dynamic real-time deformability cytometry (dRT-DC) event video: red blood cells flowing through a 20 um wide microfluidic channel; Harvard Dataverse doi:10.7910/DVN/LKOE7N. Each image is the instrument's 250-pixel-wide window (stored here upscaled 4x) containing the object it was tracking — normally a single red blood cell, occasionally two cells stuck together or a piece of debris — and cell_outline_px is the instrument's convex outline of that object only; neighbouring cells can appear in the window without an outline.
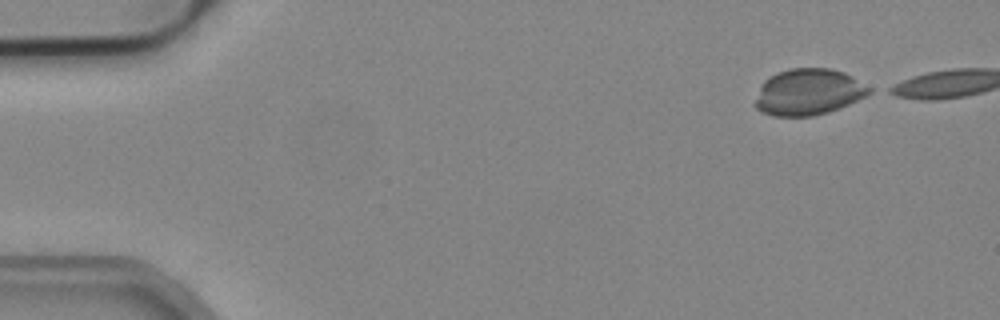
{"species": "common noctule bat (a hibernating species)", "species_latin": "Nyctalus noctula", "temperature_condition": "cold", "stored_images_in_passage": 3, "camera_frame_rate_fps": 3000, "um_per_image_px": 0.085, "animal": {"sex": "male", "body_mass_g": 19.2, "forearm_length_mm": 51.8}, "frame": {"image": 1, "passage_image": 1, "time_ms": 0.0, "image_size_px": [1000, 320], "cell_outline_px": [[876, 92], [868, 96], [828, 112], [812, 116], [772, 116], [760, 112], [752, 104], [760, 84], [764, 80], [776, 72], [788, 68], [832, 68], [844, 72], [852, 76], [872, 88]], "centroid_in_image_um": [68.7, 7.82], "position_along_channel_um": 16.3, "area_um2": 31.44}}